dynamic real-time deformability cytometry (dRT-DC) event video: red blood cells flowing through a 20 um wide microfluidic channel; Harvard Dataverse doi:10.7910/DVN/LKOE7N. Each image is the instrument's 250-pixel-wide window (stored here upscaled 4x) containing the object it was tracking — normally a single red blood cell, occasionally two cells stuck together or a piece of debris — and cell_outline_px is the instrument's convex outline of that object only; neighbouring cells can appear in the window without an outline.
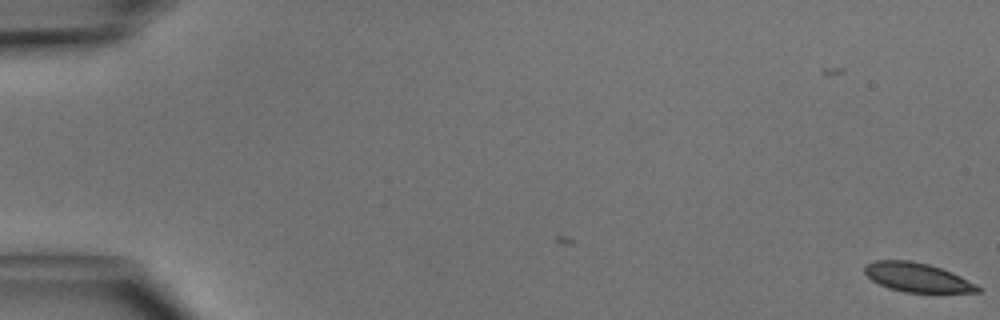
{"species": "common noctule bat (a hibernating species)", "species_latin": "Nyctalus noctula", "temperature_condition": "cold", "stored_images_in_passage": 3, "camera_frame_rate_fps": 3000, "um_per_image_px": 0.085, "animal": {"sex": "male", "body_mass_g": 15.6}, "frame": {"image": 1, "passage_image": 3, "time_ms": 0.667, "image_size_px": [1000, 320], "cell_outline_px": [[984, 288], [980, 292], [904, 292], [888, 288], [872, 280], [864, 272], [864, 264], [876, 260], [912, 260], [928, 264], [952, 272]], "centroid_in_image_um": [77.96, 23.57], "position_along_channel_um": 7.0, "area_um2": 19.19}}